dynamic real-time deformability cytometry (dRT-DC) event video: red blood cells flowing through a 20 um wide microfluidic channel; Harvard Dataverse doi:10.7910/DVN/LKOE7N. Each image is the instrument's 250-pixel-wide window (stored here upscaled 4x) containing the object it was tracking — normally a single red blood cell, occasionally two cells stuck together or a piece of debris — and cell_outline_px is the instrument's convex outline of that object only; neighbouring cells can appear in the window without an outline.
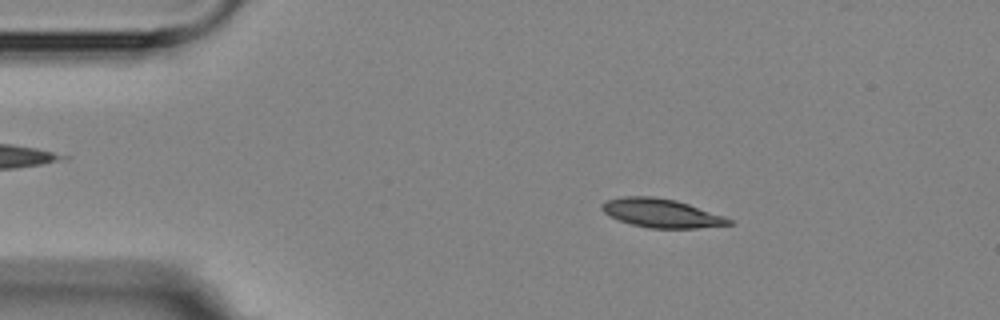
{"species": "Egyptian fruit bat (a non-hibernating species)", "species_latin": "Rousettus aegyptiacus", "temperature_condition": "room temperature", "stored_images_in_passage": 5, "camera_frame_rate_fps": 3000, "um_per_image_px": 0.085, "animal": {"sex": "female"}, "frame": {"image": 1, "passage_image": 2, "time_ms": 1.333, "image_size_px": [1000, 320], "cell_outline_px": [[732, 224], [696, 228], [648, 228], [632, 224], [608, 216], [600, 208], [600, 204], [604, 200], [620, 196], [652, 196], [676, 200], [724, 216], [732, 220]], "centroid_in_image_um": [56.14, 18.1], "position_along_channel_um": 28.9, "area_um2": 21.27}}
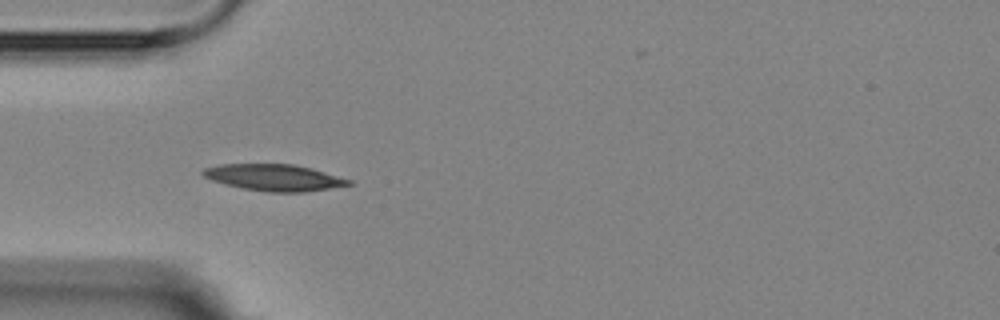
{"frame": {"image": 2, "passage_image": 4, "time_ms": 3.667, "image_size_px": [1000, 320], "cell_outline_px": [[352, 184], [304, 192], [264, 192], [224, 184], [212, 180], [204, 176], [200, 172], [204, 168], [220, 164], [292, 164], [312, 168], [352, 180]], "centroid_in_image_um": [23.28, 15.08], "position_along_channel_um": 61.7, "area_um2": 22.43}}
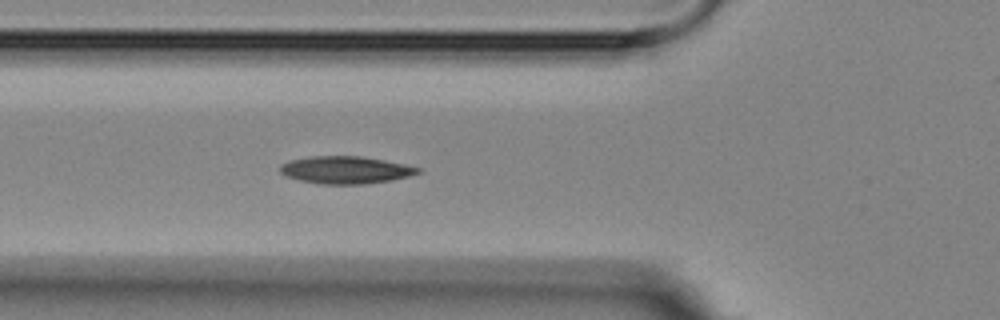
{"frame": {"image": 3, "passage_image": 5, "time_ms": 4.667, "image_size_px": [1000, 320], "cell_outline_px": [[420, 172], [408, 176], [392, 180], [364, 184], [320, 184], [300, 180], [284, 176], [280, 172], [280, 164], [288, 160], [312, 156], [360, 156], [384, 160], [404, 164], [420, 168]], "centroid_in_image_um": [29.33, 14.44], "position_along_channel_um": 96.5, "area_um2": 22.02}}